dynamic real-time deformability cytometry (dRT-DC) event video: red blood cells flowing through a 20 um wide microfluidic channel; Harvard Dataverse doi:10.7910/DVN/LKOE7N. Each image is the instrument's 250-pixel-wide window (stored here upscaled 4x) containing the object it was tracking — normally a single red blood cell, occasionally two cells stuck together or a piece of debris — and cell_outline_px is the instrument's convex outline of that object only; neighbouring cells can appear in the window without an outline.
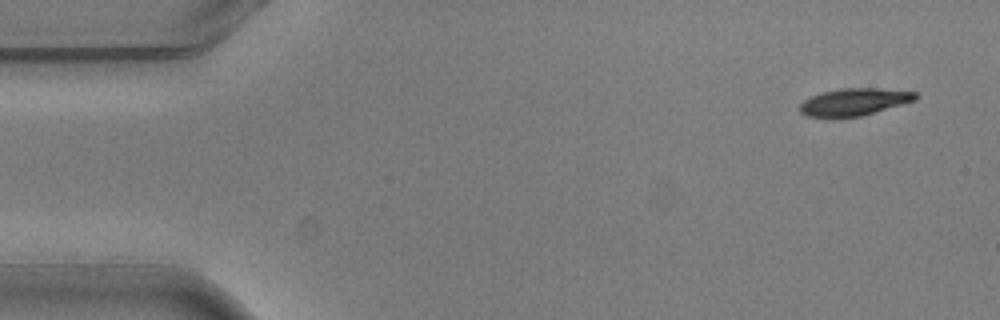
{"species": "common noctule bat (a hibernating species)", "species_latin": "Nyctalus noctula", "temperature_condition": "warm", "stored_images_in_passage": 5, "camera_frame_rate_fps": 3000, "um_per_image_px": 0.085, "animal": {"sex": "male", "body_mass_g": 20.5, "forearm_length_mm": 52.5}, "frame": {"image": 1, "passage_image": 1, "time_ms": 0.0, "image_size_px": [1000, 320], "cell_outline_px": [[916, 100], [860, 116], [808, 116], [800, 112], [800, 104], [804, 100], [820, 92], [840, 88], [876, 88], [916, 92]], "centroid_in_image_um": [72.59, 8.64], "position_along_channel_um": 12.4, "area_um2": 17.92}}
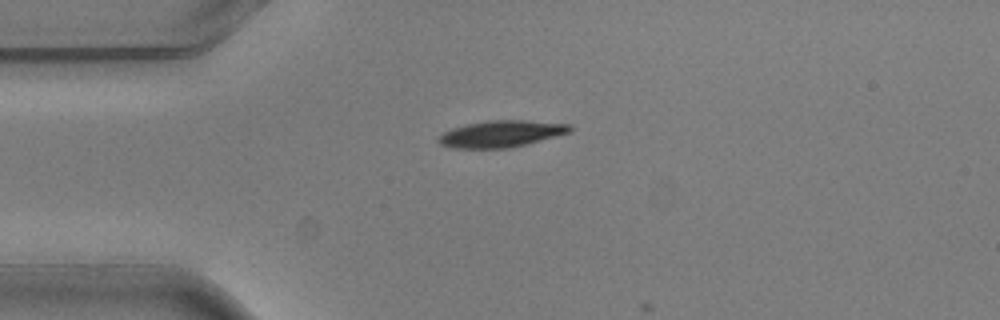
{"frame": {"image": 2, "passage_image": 4, "time_ms": 1.0, "image_size_px": [1000, 320], "cell_outline_px": [[572, 132], [508, 148], [456, 148], [440, 144], [436, 140], [436, 136], [452, 128], [468, 124], [488, 120], [524, 120], [572, 124]], "centroid_in_image_um": [42.59, 11.36], "position_along_channel_um": 42.4, "area_um2": 20.35}}